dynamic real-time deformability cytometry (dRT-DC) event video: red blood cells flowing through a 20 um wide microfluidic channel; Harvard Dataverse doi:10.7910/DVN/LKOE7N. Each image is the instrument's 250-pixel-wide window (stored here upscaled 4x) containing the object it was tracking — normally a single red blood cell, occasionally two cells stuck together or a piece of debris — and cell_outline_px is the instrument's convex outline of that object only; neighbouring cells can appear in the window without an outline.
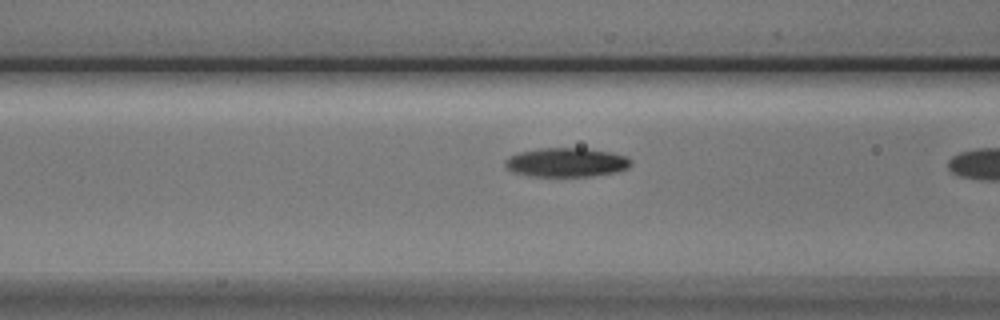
{"species": "Egyptian fruit bat (a non-hibernating species)", "species_latin": "Rousettus aegyptiacus", "temperature_condition": "cold", "stored_images_in_passage": 10, "camera_frame_rate_fps": 3000, "um_per_image_px": 0.085, "animal": {"sex": "male"}, "frame": {"image": 1, "passage_image": 9, "time_ms": 2.667, "image_size_px": [1000, 320], "cell_outline_px": [[632, 164], [628, 168], [616, 172], [592, 176], [532, 176], [512, 172], [504, 168], [504, 160], [508, 156], [520, 152], [536, 148], [584, 148], [608, 152], [624, 156], [632, 160]], "centroid_in_image_um": [48.09, 13.8], "position_along_channel_um": 118.5, "area_um2": 21.44}}